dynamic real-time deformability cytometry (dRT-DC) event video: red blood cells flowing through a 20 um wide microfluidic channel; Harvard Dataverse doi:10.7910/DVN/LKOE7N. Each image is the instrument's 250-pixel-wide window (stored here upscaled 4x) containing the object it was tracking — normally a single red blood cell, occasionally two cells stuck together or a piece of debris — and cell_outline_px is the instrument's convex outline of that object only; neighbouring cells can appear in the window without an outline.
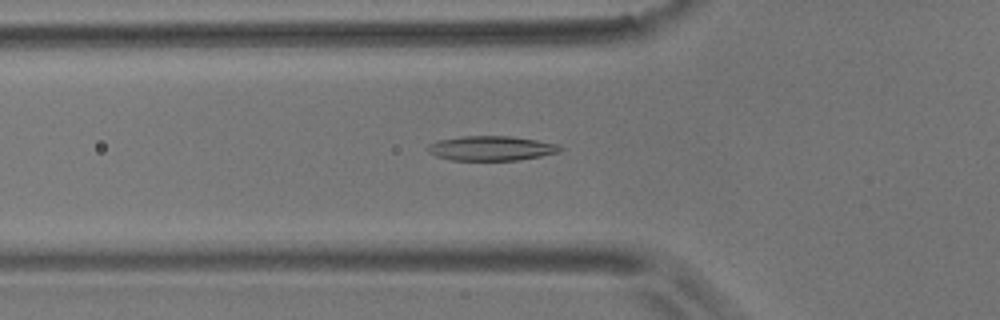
{"species": "common noctule bat (a hibernating species)", "species_latin": "Nyctalus noctula", "temperature_condition": "room temperature", "stored_images_in_passage": 20, "camera_frame_rate_fps": 3000, "um_per_image_px": 0.085, "animal": {"sex": "male", "body_mass_g": 17.9}, "frame": {"image": 1, "passage_image": 2, "time_ms": 0.333, "image_size_px": [1000, 320], "cell_outline_px": [[564, 148], [560, 152], [520, 160], [452, 160], [436, 156], [428, 152], [428, 144], [436, 140], [460, 136], [512, 136], [560, 144]], "centroid_in_image_um": [41.77, 12.6], "position_along_channel_um": 84.0, "area_um2": 19.19}}
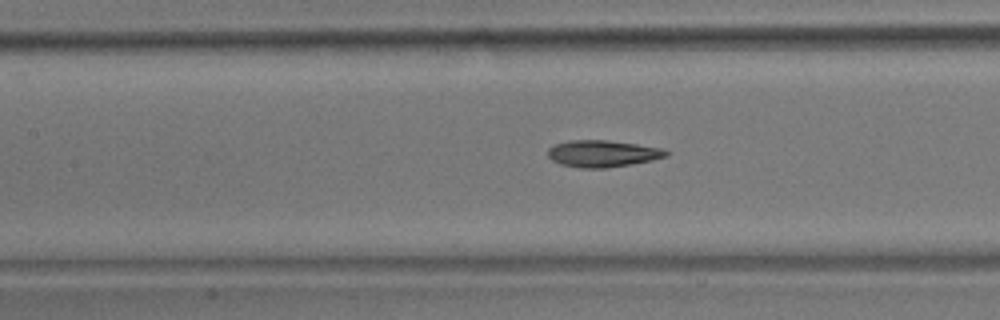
{"frame": {"image": 2, "passage_image": 8, "time_ms": 2.333, "image_size_px": [1000, 320], "cell_outline_px": [[668, 156], [652, 160], [632, 164], [604, 168], [580, 168], [560, 164], [552, 160], [548, 156], [548, 148], [556, 144], [568, 140], [608, 140], [664, 148], [668, 152]], "centroid_in_image_um": [51.22, 13.05], "position_along_channel_um": 156.2, "area_um2": 18.5}}
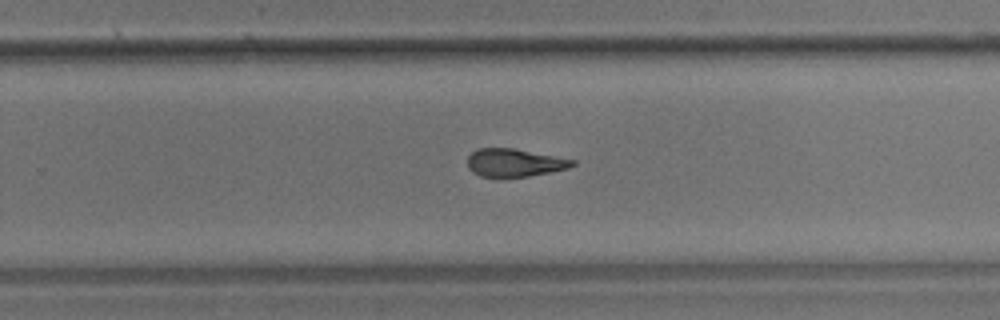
{"frame": {"image": 3, "passage_image": 19, "time_ms": 6.0, "image_size_px": [1000, 320], "cell_outline_px": [[576, 164], [568, 168], [552, 172], [528, 176], [480, 176], [472, 172], [468, 168], [468, 156], [476, 148], [512, 148], [576, 160]], "centroid_in_image_um": [43.73, 13.82], "position_along_channel_um": 286.1, "area_um2": 16.94}}